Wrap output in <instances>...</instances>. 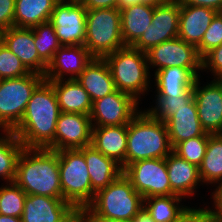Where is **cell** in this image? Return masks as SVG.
<instances>
[{"label": "cell", "instance_id": "cell-1", "mask_svg": "<svg viewBox=\"0 0 222 222\" xmlns=\"http://www.w3.org/2000/svg\"><path fill=\"white\" fill-rule=\"evenodd\" d=\"M61 111L53 86L44 80L32 93L24 116L12 130L25 148H47Z\"/></svg>", "mask_w": 222, "mask_h": 222}, {"label": "cell", "instance_id": "cell-2", "mask_svg": "<svg viewBox=\"0 0 222 222\" xmlns=\"http://www.w3.org/2000/svg\"><path fill=\"white\" fill-rule=\"evenodd\" d=\"M14 182L27 195L63 198L58 152L46 148H24L18 159Z\"/></svg>", "mask_w": 222, "mask_h": 222}, {"label": "cell", "instance_id": "cell-3", "mask_svg": "<svg viewBox=\"0 0 222 222\" xmlns=\"http://www.w3.org/2000/svg\"><path fill=\"white\" fill-rule=\"evenodd\" d=\"M173 148L165 122L139 111L128 124L125 168L136 161L166 158Z\"/></svg>", "mask_w": 222, "mask_h": 222}, {"label": "cell", "instance_id": "cell-4", "mask_svg": "<svg viewBox=\"0 0 222 222\" xmlns=\"http://www.w3.org/2000/svg\"><path fill=\"white\" fill-rule=\"evenodd\" d=\"M120 92L131 95L136 101L147 92L150 84V72L146 53L125 46L104 57Z\"/></svg>", "mask_w": 222, "mask_h": 222}, {"label": "cell", "instance_id": "cell-5", "mask_svg": "<svg viewBox=\"0 0 222 222\" xmlns=\"http://www.w3.org/2000/svg\"><path fill=\"white\" fill-rule=\"evenodd\" d=\"M88 207L106 218L131 221L143 208V197L122 173L106 188L95 193Z\"/></svg>", "mask_w": 222, "mask_h": 222}, {"label": "cell", "instance_id": "cell-6", "mask_svg": "<svg viewBox=\"0 0 222 222\" xmlns=\"http://www.w3.org/2000/svg\"><path fill=\"white\" fill-rule=\"evenodd\" d=\"M84 46L94 58H104L125 47L121 37V14L118 8L86 11Z\"/></svg>", "mask_w": 222, "mask_h": 222}, {"label": "cell", "instance_id": "cell-7", "mask_svg": "<svg viewBox=\"0 0 222 222\" xmlns=\"http://www.w3.org/2000/svg\"><path fill=\"white\" fill-rule=\"evenodd\" d=\"M57 152L63 199L77 211L87 207L96 192L92 189L84 155L78 149Z\"/></svg>", "mask_w": 222, "mask_h": 222}, {"label": "cell", "instance_id": "cell-8", "mask_svg": "<svg viewBox=\"0 0 222 222\" xmlns=\"http://www.w3.org/2000/svg\"><path fill=\"white\" fill-rule=\"evenodd\" d=\"M45 80L44 75L0 80V128L13 130L21 121L32 93Z\"/></svg>", "mask_w": 222, "mask_h": 222}, {"label": "cell", "instance_id": "cell-9", "mask_svg": "<svg viewBox=\"0 0 222 222\" xmlns=\"http://www.w3.org/2000/svg\"><path fill=\"white\" fill-rule=\"evenodd\" d=\"M123 174L131 181L132 186L143 199L175 194L171 190L166 158L136 161L129 164L123 170Z\"/></svg>", "mask_w": 222, "mask_h": 222}, {"label": "cell", "instance_id": "cell-10", "mask_svg": "<svg viewBox=\"0 0 222 222\" xmlns=\"http://www.w3.org/2000/svg\"><path fill=\"white\" fill-rule=\"evenodd\" d=\"M87 9L79 0H60L49 22L53 25L61 46L84 45Z\"/></svg>", "mask_w": 222, "mask_h": 222}, {"label": "cell", "instance_id": "cell-11", "mask_svg": "<svg viewBox=\"0 0 222 222\" xmlns=\"http://www.w3.org/2000/svg\"><path fill=\"white\" fill-rule=\"evenodd\" d=\"M180 0H171L154 7L152 24L145 33L132 45L144 53L164 41L178 37Z\"/></svg>", "mask_w": 222, "mask_h": 222}, {"label": "cell", "instance_id": "cell-12", "mask_svg": "<svg viewBox=\"0 0 222 222\" xmlns=\"http://www.w3.org/2000/svg\"><path fill=\"white\" fill-rule=\"evenodd\" d=\"M138 105L139 102L131 95L116 89L111 94L92 102L89 115L92 127L129 124L140 111Z\"/></svg>", "mask_w": 222, "mask_h": 222}, {"label": "cell", "instance_id": "cell-13", "mask_svg": "<svg viewBox=\"0 0 222 222\" xmlns=\"http://www.w3.org/2000/svg\"><path fill=\"white\" fill-rule=\"evenodd\" d=\"M146 55L148 65L154 68L157 66L155 72L166 67L202 69V57L197 47L179 37L152 47Z\"/></svg>", "mask_w": 222, "mask_h": 222}, {"label": "cell", "instance_id": "cell-14", "mask_svg": "<svg viewBox=\"0 0 222 222\" xmlns=\"http://www.w3.org/2000/svg\"><path fill=\"white\" fill-rule=\"evenodd\" d=\"M92 124L89 115L61 112L54 141L46 148L53 151L81 149L91 145Z\"/></svg>", "mask_w": 222, "mask_h": 222}, {"label": "cell", "instance_id": "cell-15", "mask_svg": "<svg viewBox=\"0 0 222 222\" xmlns=\"http://www.w3.org/2000/svg\"><path fill=\"white\" fill-rule=\"evenodd\" d=\"M199 77L193 87L197 114L203 130L211 135L222 134V80L201 87Z\"/></svg>", "mask_w": 222, "mask_h": 222}, {"label": "cell", "instance_id": "cell-16", "mask_svg": "<svg viewBox=\"0 0 222 222\" xmlns=\"http://www.w3.org/2000/svg\"><path fill=\"white\" fill-rule=\"evenodd\" d=\"M22 222H78V211L63 198L27 195Z\"/></svg>", "mask_w": 222, "mask_h": 222}, {"label": "cell", "instance_id": "cell-17", "mask_svg": "<svg viewBox=\"0 0 222 222\" xmlns=\"http://www.w3.org/2000/svg\"><path fill=\"white\" fill-rule=\"evenodd\" d=\"M93 58L84 45L61 46L48 63L44 78L56 81L69 74V79H76Z\"/></svg>", "mask_w": 222, "mask_h": 222}, {"label": "cell", "instance_id": "cell-18", "mask_svg": "<svg viewBox=\"0 0 222 222\" xmlns=\"http://www.w3.org/2000/svg\"><path fill=\"white\" fill-rule=\"evenodd\" d=\"M3 44L31 73L44 75L47 64L39 57L32 28L10 27L3 32Z\"/></svg>", "mask_w": 222, "mask_h": 222}, {"label": "cell", "instance_id": "cell-19", "mask_svg": "<svg viewBox=\"0 0 222 222\" xmlns=\"http://www.w3.org/2000/svg\"><path fill=\"white\" fill-rule=\"evenodd\" d=\"M217 13L211 8L181 3L178 37L197 47Z\"/></svg>", "mask_w": 222, "mask_h": 222}, {"label": "cell", "instance_id": "cell-20", "mask_svg": "<svg viewBox=\"0 0 222 222\" xmlns=\"http://www.w3.org/2000/svg\"><path fill=\"white\" fill-rule=\"evenodd\" d=\"M128 124L92 127L91 145L125 169Z\"/></svg>", "mask_w": 222, "mask_h": 222}, {"label": "cell", "instance_id": "cell-21", "mask_svg": "<svg viewBox=\"0 0 222 222\" xmlns=\"http://www.w3.org/2000/svg\"><path fill=\"white\" fill-rule=\"evenodd\" d=\"M165 125L172 148L184 140L202 136L205 133L198 118L194 99L188 105L175 109L173 116L165 121Z\"/></svg>", "mask_w": 222, "mask_h": 222}, {"label": "cell", "instance_id": "cell-22", "mask_svg": "<svg viewBox=\"0 0 222 222\" xmlns=\"http://www.w3.org/2000/svg\"><path fill=\"white\" fill-rule=\"evenodd\" d=\"M78 150L84 155L92 189L95 192L106 188L123 173L120 164L114 159L103 155L92 145Z\"/></svg>", "mask_w": 222, "mask_h": 222}, {"label": "cell", "instance_id": "cell-23", "mask_svg": "<svg viewBox=\"0 0 222 222\" xmlns=\"http://www.w3.org/2000/svg\"><path fill=\"white\" fill-rule=\"evenodd\" d=\"M76 80L88 93L92 102L116 90L111 71L104 58H93Z\"/></svg>", "mask_w": 222, "mask_h": 222}, {"label": "cell", "instance_id": "cell-24", "mask_svg": "<svg viewBox=\"0 0 222 222\" xmlns=\"http://www.w3.org/2000/svg\"><path fill=\"white\" fill-rule=\"evenodd\" d=\"M166 166L171 190L183 198L192 196L201 182L199 168L173 151L166 157Z\"/></svg>", "mask_w": 222, "mask_h": 222}, {"label": "cell", "instance_id": "cell-25", "mask_svg": "<svg viewBox=\"0 0 222 222\" xmlns=\"http://www.w3.org/2000/svg\"><path fill=\"white\" fill-rule=\"evenodd\" d=\"M202 69H187L182 67H166L155 72L156 96H183L194 83Z\"/></svg>", "mask_w": 222, "mask_h": 222}, {"label": "cell", "instance_id": "cell-26", "mask_svg": "<svg viewBox=\"0 0 222 222\" xmlns=\"http://www.w3.org/2000/svg\"><path fill=\"white\" fill-rule=\"evenodd\" d=\"M48 82L54 88L61 112L90 115L92 101L76 79L66 78Z\"/></svg>", "mask_w": 222, "mask_h": 222}, {"label": "cell", "instance_id": "cell-27", "mask_svg": "<svg viewBox=\"0 0 222 222\" xmlns=\"http://www.w3.org/2000/svg\"><path fill=\"white\" fill-rule=\"evenodd\" d=\"M154 7L145 4L127 6L120 10L121 37L125 46H132L152 24Z\"/></svg>", "mask_w": 222, "mask_h": 222}, {"label": "cell", "instance_id": "cell-28", "mask_svg": "<svg viewBox=\"0 0 222 222\" xmlns=\"http://www.w3.org/2000/svg\"><path fill=\"white\" fill-rule=\"evenodd\" d=\"M60 0H15L14 26L33 28L48 22Z\"/></svg>", "mask_w": 222, "mask_h": 222}, {"label": "cell", "instance_id": "cell-29", "mask_svg": "<svg viewBox=\"0 0 222 222\" xmlns=\"http://www.w3.org/2000/svg\"><path fill=\"white\" fill-rule=\"evenodd\" d=\"M198 168L202 183L207 185L222 181V134H209L206 153Z\"/></svg>", "mask_w": 222, "mask_h": 222}, {"label": "cell", "instance_id": "cell-30", "mask_svg": "<svg viewBox=\"0 0 222 222\" xmlns=\"http://www.w3.org/2000/svg\"><path fill=\"white\" fill-rule=\"evenodd\" d=\"M0 135V177L7 183L14 182L18 159L25 148L12 130ZM5 134V135H4Z\"/></svg>", "mask_w": 222, "mask_h": 222}, {"label": "cell", "instance_id": "cell-31", "mask_svg": "<svg viewBox=\"0 0 222 222\" xmlns=\"http://www.w3.org/2000/svg\"><path fill=\"white\" fill-rule=\"evenodd\" d=\"M179 195L153 196L143 199V208L155 222H174L187 206L179 205Z\"/></svg>", "mask_w": 222, "mask_h": 222}, {"label": "cell", "instance_id": "cell-32", "mask_svg": "<svg viewBox=\"0 0 222 222\" xmlns=\"http://www.w3.org/2000/svg\"><path fill=\"white\" fill-rule=\"evenodd\" d=\"M39 57L48 65L61 47L53 25L48 21L32 28Z\"/></svg>", "mask_w": 222, "mask_h": 222}, {"label": "cell", "instance_id": "cell-33", "mask_svg": "<svg viewBox=\"0 0 222 222\" xmlns=\"http://www.w3.org/2000/svg\"><path fill=\"white\" fill-rule=\"evenodd\" d=\"M27 194L15 183L0 187V214L22 217Z\"/></svg>", "mask_w": 222, "mask_h": 222}, {"label": "cell", "instance_id": "cell-34", "mask_svg": "<svg viewBox=\"0 0 222 222\" xmlns=\"http://www.w3.org/2000/svg\"><path fill=\"white\" fill-rule=\"evenodd\" d=\"M208 140L209 134L205 132L202 136L193 137L178 143L173 148V152L180 158L199 167L205 156Z\"/></svg>", "mask_w": 222, "mask_h": 222}, {"label": "cell", "instance_id": "cell-35", "mask_svg": "<svg viewBox=\"0 0 222 222\" xmlns=\"http://www.w3.org/2000/svg\"><path fill=\"white\" fill-rule=\"evenodd\" d=\"M156 105L147 111L160 121L165 122L173 116V111L179 107L188 105L193 99V90L189 89L183 96H156Z\"/></svg>", "mask_w": 222, "mask_h": 222}, {"label": "cell", "instance_id": "cell-36", "mask_svg": "<svg viewBox=\"0 0 222 222\" xmlns=\"http://www.w3.org/2000/svg\"><path fill=\"white\" fill-rule=\"evenodd\" d=\"M29 73L21 60L2 44L0 46V80L19 78Z\"/></svg>", "mask_w": 222, "mask_h": 222}, {"label": "cell", "instance_id": "cell-37", "mask_svg": "<svg viewBox=\"0 0 222 222\" xmlns=\"http://www.w3.org/2000/svg\"><path fill=\"white\" fill-rule=\"evenodd\" d=\"M222 44V12H218L204 33L201 43L197 46L198 53L203 57L211 49Z\"/></svg>", "mask_w": 222, "mask_h": 222}, {"label": "cell", "instance_id": "cell-38", "mask_svg": "<svg viewBox=\"0 0 222 222\" xmlns=\"http://www.w3.org/2000/svg\"><path fill=\"white\" fill-rule=\"evenodd\" d=\"M208 69L215 75V79L222 80V44L211 49L202 57V70ZM217 77V78H216Z\"/></svg>", "mask_w": 222, "mask_h": 222}, {"label": "cell", "instance_id": "cell-39", "mask_svg": "<svg viewBox=\"0 0 222 222\" xmlns=\"http://www.w3.org/2000/svg\"><path fill=\"white\" fill-rule=\"evenodd\" d=\"M174 222H215L210 208L186 207Z\"/></svg>", "mask_w": 222, "mask_h": 222}, {"label": "cell", "instance_id": "cell-40", "mask_svg": "<svg viewBox=\"0 0 222 222\" xmlns=\"http://www.w3.org/2000/svg\"><path fill=\"white\" fill-rule=\"evenodd\" d=\"M15 0H0V29L14 26Z\"/></svg>", "mask_w": 222, "mask_h": 222}, {"label": "cell", "instance_id": "cell-41", "mask_svg": "<svg viewBox=\"0 0 222 222\" xmlns=\"http://www.w3.org/2000/svg\"><path fill=\"white\" fill-rule=\"evenodd\" d=\"M78 222H131L95 214L88 206L78 210Z\"/></svg>", "mask_w": 222, "mask_h": 222}, {"label": "cell", "instance_id": "cell-42", "mask_svg": "<svg viewBox=\"0 0 222 222\" xmlns=\"http://www.w3.org/2000/svg\"><path fill=\"white\" fill-rule=\"evenodd\" d=\"M217 186L214 192H212L213 202H214V210H211L215 222H222V181Z\"/></svg>", "mask_w": 222, "mask_h": 222}, {"label": "cell", "instance_id": "cell-43", "mask_svg": "<svg viewBox=\"0 0 222 222\" xmlns=\"http://www.w3.org/2000/svg\"><path fill=\"white\" fill-rule=\"evenodd\" d=\"M79 2L87 9H108L117 8L118 0H79Z\"/></svg>", "mask_w": 222, "mask_h": 222}, {"label": "cell", "instance_id": "cell-44", "mask_svg": "<svg viewBox=\"0 0 222 222\" xmlns=\"http://www.w3.org/2000/svg\"><path fill=\"white\" fill-rule=\"evenodd\" d=\"M184 5L207 7L222 12V0H180Z\"/></svg>", "mask_w": 222, "mask_h": 222}, {"label": "cell", "instance_id": "cell-45", "mask_svg": "<svg viewBox=\"0 0 222 222\" xmlns=\"http://www.w3.org/2000/svg\"><path fill=\"white\" fill-rule=\"evenodd\" d=\"M131 222H155V221L147 213V211L144 208H142V210L132 218Z\"/></svg>", "mask_w": 222, "mask_h": 222}, {"label": "cell", "instance_id": "cell-46", "mask_svg": "<svg viewBox=\"0 0 222 222\" xmlns=\"http://www.w3.org/2000/svg\"><path fill=\"white\" fill-rule=\"evenodd\" d=\"M169 1L171 0H138V4H145V5L156 7Z\"/></svg>", "mask_w": 222, "mask_h": 222}, {"label": "cell", "instance_id": "cell-47", "mask_svg": "<svg viewBox=\"0 0 222 222\" xmlns=\"http://www.w3.org/2000/svg\"><path fill=\"white\" fill-rule=\"evenodd\" d=\"M138 4V0H118V9L121 10L127 6Z\"/></svg>", "mask_w": 222, "mask_h": 222}, {"label": "cell", "instance_id": "cell-48", "mask_svg": "<svg viewBox=\"0 0 222 222\" xmlns=\"http://www.w3.org/2000/svg\"><path fill=\"white\" fill-rule=\"evenodd\" d=\"M0 222H22L21 217H12L0 214Z\"/></svg>", "mask_w": 222, "mask_h": 222}, {"label": "cell", "instance_id": "cell-49", "mask_svg": "<svg viewBox=\"0 0 222 222\" xmlns=\"http://www.w3.org/2000/svg\"><path fill=\"white\" fill-rule=\"evenodd\" d=\"M3 32L4 30L0 29V46L3 44Z\"/></svg>", "mask_w": 222, "mask_h": 222}]
</instances>
